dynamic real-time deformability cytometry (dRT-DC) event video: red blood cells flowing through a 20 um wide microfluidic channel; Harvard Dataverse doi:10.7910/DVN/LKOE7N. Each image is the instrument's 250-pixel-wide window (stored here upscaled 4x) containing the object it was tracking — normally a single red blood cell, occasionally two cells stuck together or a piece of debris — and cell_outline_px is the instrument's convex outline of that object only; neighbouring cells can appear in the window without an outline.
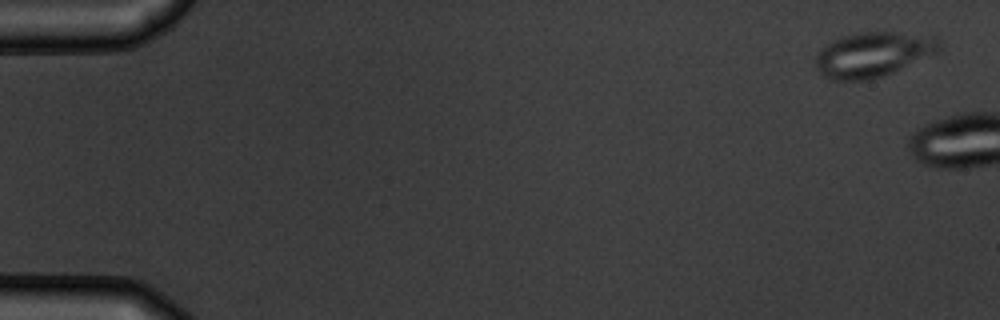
{"species": "common noctule bat (a hibernating species)", "species_latin": "Nyctalus noctula", "temperature_condition": "warm", "stored_images_in_passage": 2, "camera_frame_rate_fps": 3000, "um_per_image_px": 0.085, "animal": {"sex": "male", "body_mass_g": 19.5, "forearm_length_mm": 54.6}, "frame": {"image": 1, "passage_image": 1, "time_ms": 0.0, "image_size_px": [1000, 320], "cell_outline_px": [[944, 44], [936, 52], [892, 72], [868, 80], [828, 80], [816, 68], [816, 56], [820, 48], [832, 40], [840, 36], [860, 32], [896, 32], [936, 36]], "centroid_in_image_um": [74.18, 4.61], "position_along_channel_um": 10.8, "area_um2": 32.31}}